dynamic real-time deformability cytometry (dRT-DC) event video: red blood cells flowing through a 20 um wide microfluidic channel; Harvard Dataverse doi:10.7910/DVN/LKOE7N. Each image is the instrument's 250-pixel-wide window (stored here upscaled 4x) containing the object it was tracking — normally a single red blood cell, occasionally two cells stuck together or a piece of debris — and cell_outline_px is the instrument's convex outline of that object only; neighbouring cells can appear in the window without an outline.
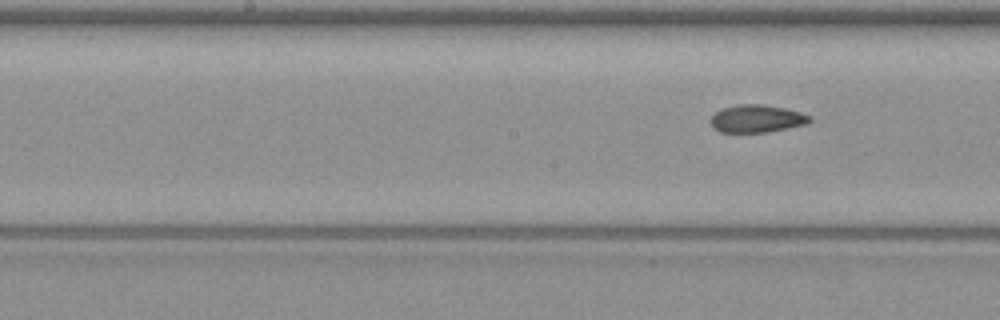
{"species": "common noctule bat (a hibernating species)", "species_latin": "Nyctalus noctula", "temperature_condition": "warm", "stored_images_in_passage": 10, "segment_of_instrument_passage": [2, 2], "camera_frame_rate_fps": 3000, "um_per_image_px": 0.085, "animal": {"sex": "female", "body_mass_g": 19.3, "forearm_length_mm": 54.1}, "frame": {"image": 1, "passage_image": 10, "time_ms": 11.667, "image_size_px": [1000, 320], "cell_outline_px": [[812, 120], [808, 124], [764, 132], [720, 132], [712, 128], [708, 120], [720, 108], [736, 104], [764, 104], [784, 108], [800, 112], [812, 116]], "centroid_in_image_um": [64.29, 10.07], "position_along_channel_um": 183.9, "area_um2": 16.18}}